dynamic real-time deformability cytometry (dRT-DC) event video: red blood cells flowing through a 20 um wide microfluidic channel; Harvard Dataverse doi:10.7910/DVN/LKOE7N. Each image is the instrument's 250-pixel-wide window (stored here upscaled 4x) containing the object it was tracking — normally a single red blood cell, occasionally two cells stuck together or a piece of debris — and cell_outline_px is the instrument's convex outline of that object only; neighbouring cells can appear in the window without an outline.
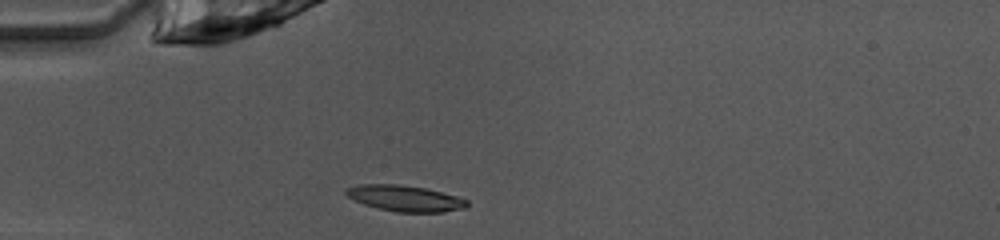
{"species": "common noctule bat (a hibernating species)", "species_latin": "Nyctalus noctula", "temperature_condition": "warm", "stored_images_in_passage": 36, "camera_frame_rate_fps": 3000, "um_per_image_px": 0.085, "animal": {"sex": "female", "body_mass_g": 10.0, "forearm_length_mm": 53.1}, "frame": {"image": 1, "passage_image": 1, "time_ms": 0.0, "image_size_px": [1000, 240], "cell_outline_px": [[468, 204], [464, 208], [444, 212], [396, 212], [376, 208], [364, 204], [348, 196], [344, 192], [344, 188], [360, 184], [400, 184], [424, 188], [456, 196], [468, 200]], "centroid_in_image_um": [34.4, 16.86], "position_along_channel_um": 50.6, "area_um2": 18.26}}
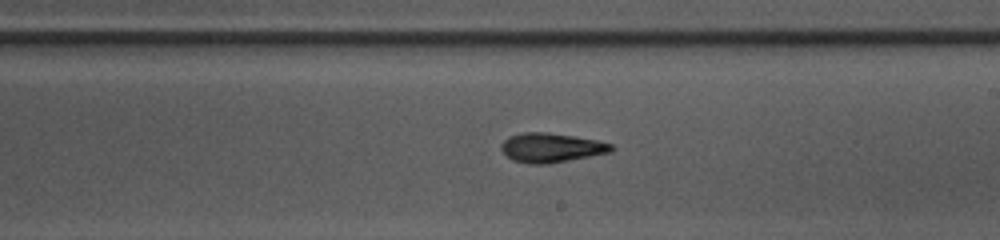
{"frame": {"image": 2, "passage_image": 16, "time_ms": 5.0, "image_size_px": [1000, 240], "cell_outline_px": [[612, 152], [548, 164], [528, 164], [512, 160], [500, 148], [500, 144], [508, 136], [524, 132], [544, 132], [572, 136], [596, 140], [612, 144]], "centroid_in_image_um": [46.82, 12.56], "position_along_channel_um": 242.2, "area_um2": 18.73}}
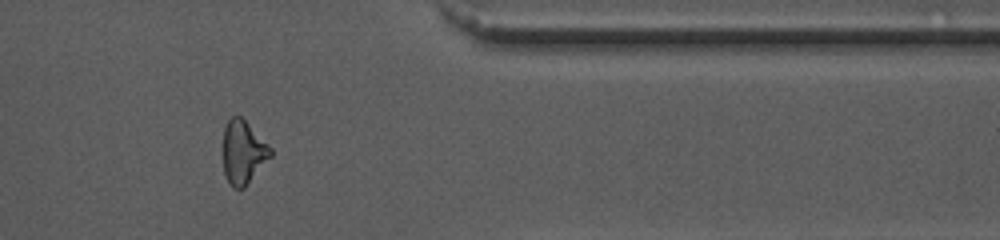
{"frame": {"image": 3, "passage_image": 28, "time_ms": 9.0, "image_size_px": [1000, 240], "cell_outline_px": [[272, 156], [244, 188], [232, 188], [224, 172], [224, 128], [228, 120], [232, 116], [240, 116], [272, 148]], "centroid_in_image_um": [20.68, 12.95], "position_along_channel_um": 390.7, "area_um2": 17.28}, "authors_computed_cell_mechanics": {"area_um2": 18.2648, "velocity_mm_per_s": 4.0486, "shape_relaxation_time_tau1_ms": 3.5558, "shape_relaxation_time_tau2_ms": 5.7204, "deformation_change_tau1": 0.1546, "deformation_change_tau2": 0.1455}}